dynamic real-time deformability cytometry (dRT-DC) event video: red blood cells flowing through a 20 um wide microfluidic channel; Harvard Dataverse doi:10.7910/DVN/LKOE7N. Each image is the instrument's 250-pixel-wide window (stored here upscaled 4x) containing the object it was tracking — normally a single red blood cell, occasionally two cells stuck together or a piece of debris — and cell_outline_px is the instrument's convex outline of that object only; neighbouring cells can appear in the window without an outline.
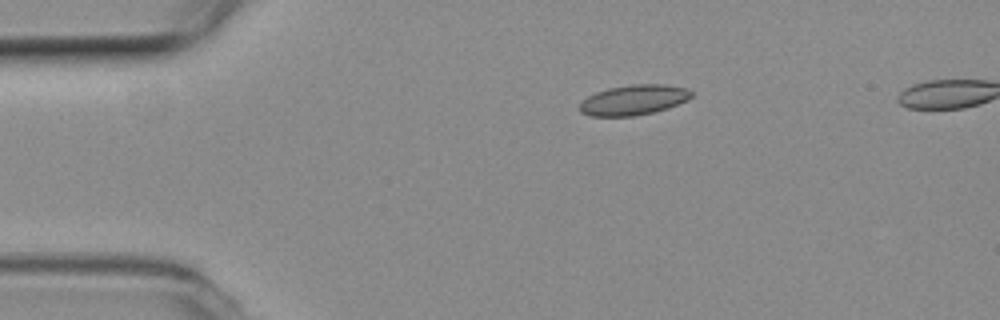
{"species": "common noctule bat (a hibernating species)", "species_latin": "Nyctalus noctula", "temperature_condition": "room temperature", "stored_images_in_passage": 3, "camera_frame_rate_fps": 3000, "um_per_image_px": 0.085, "animal": {"sex": "female", "body_mass_g": 19.3, "forearm_length_mm": 54.1}, "frame": {"image": 1, "passage_image": 1, "time_ms": 0.0, "image_size_px": [1000, 320], "cell_outline_px": [[696, 92], [688, 100], [668, 108], [652, 112], [632, 116], [592, 116], [580, 112], [580, 104], [588, 96], [596, 92], [608, 88], [632, 84], [664, 84], [688, 88]], "centroid_in_image_um": [53.92, 8.48], "position_along_channel_um": 31.1, "area_um2": 19.71}}